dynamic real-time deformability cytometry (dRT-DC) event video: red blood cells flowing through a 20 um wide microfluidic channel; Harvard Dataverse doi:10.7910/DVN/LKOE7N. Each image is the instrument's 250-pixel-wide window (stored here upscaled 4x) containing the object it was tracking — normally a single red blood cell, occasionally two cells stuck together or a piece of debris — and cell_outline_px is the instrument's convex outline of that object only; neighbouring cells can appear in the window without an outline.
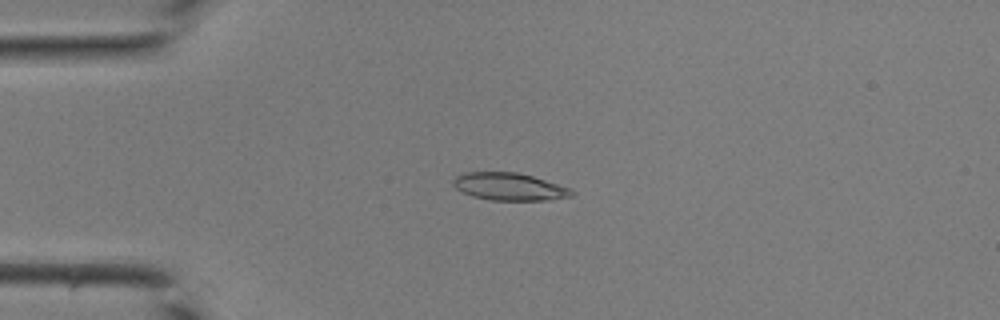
{"species": "common noctule bat (a hibernating species)", "species_latin": "Nyctalus noctula", "temperature_condition": "room temperature", "stored_images_in_passage": 39, "camera_frame_rate_fps": 3000, "um_per_image_px": 0.085, "animal": {"sex": "male", "body_mass_g": 19.0, "forearm_length_mm": 50.8}, "frame": {"image": 1, "passage_image": 8, "time_ms": 2.333, "image_size_px": [1000, 320], "cell_outline_px": [[576, 192], [572, 196], [548, 200], [488, 200], [472, 196], [460, 192], [452, 184], [452, 180], [456, 176], [464, 172], [516, 172], [532, 176], [572, 188]], "centroid_in_image_um": [43.28, 15.87], "position_along_channel_um": 41.7, "area_um2": 19.19}}
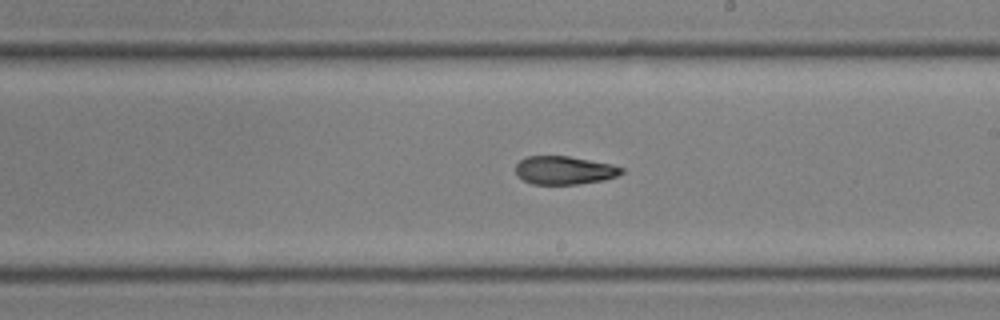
{"frame": {"image": 2, "passage_image": 22, "time_ms": 7.0, "image_size_px": [1000, 320], "cell_outline_px": [[624, 172], [616, 176], [604, 180], [576, 184], [532, 184], [516, 176], [516, 164], [520, 160], [528, 156], [568, 156], [612, 164], [624, 168]], "centroid_in_image_um": [47.96, 14.47], "position_along_channel_um": 241.0, "area_um2": 17.46}}
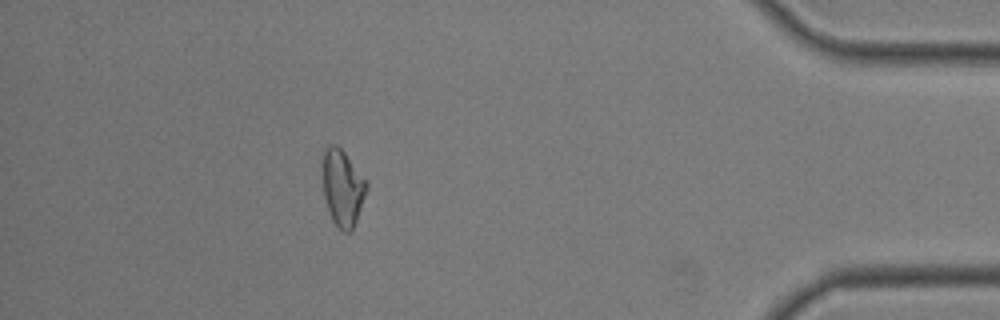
{"frame": {"image": 3, "passage_image": 35, "time_ms": 11.333, "image_size_px": [1000, 320], "cell_outline_px": [[368, 188], [352, 232], [344, 232], [332, 220], [328, 212], [324, 196], [320, 164], [320, 156], [324, 148], [332, 144], [336, 144], [344, 152], [368, 184]], "centroid_in_image_um": [29.06, 15.93], "position_along_channel_um": 406.1, "area_um2": 19.94}}